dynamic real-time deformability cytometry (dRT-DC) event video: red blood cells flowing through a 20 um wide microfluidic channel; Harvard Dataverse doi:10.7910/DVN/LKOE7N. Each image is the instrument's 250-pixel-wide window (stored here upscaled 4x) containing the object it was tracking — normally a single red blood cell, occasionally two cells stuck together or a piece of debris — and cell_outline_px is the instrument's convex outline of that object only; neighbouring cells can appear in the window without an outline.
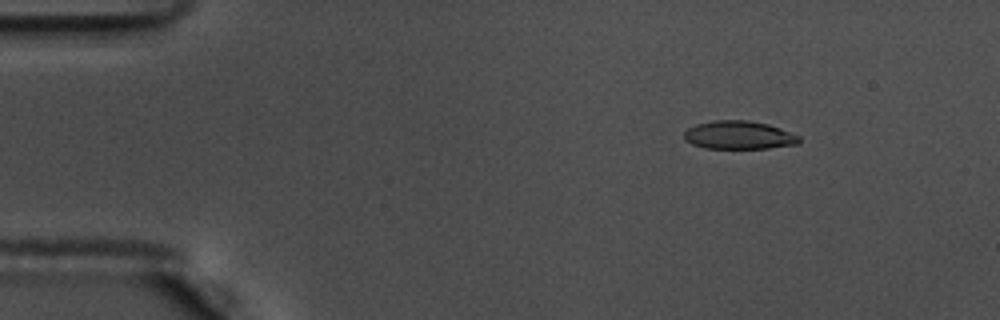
{"species": "common noctule bat (a hibernating species)", "species_latin": "Nyctalus noctula", "temperature_condition": "warm", "stored_images_in_passage": 50, "camera_frame_rate_fps": 3000, "um_per_image_px": 0.085, "animal": {"sex": "male", "body_mass_g": 17.5, "forearm_length_mm": 52.3}, "frame": {"image": 1, "passage_image": 2, "time_ms": 0.333, "image_size_px": [1000, 320], "cell_outline_px": [[800, 144], [768, 148], [704, 148], [692, 144], [684, 140], [684, 132], [688, 128], [696, 124], [716, 120], [748, 120], [768, 124], [780, 128], [800, 136]], "centroid_in_image_um": [62.81, 11.48], "position_along_channel_um": 22.2, "area_um2": 19.02}}
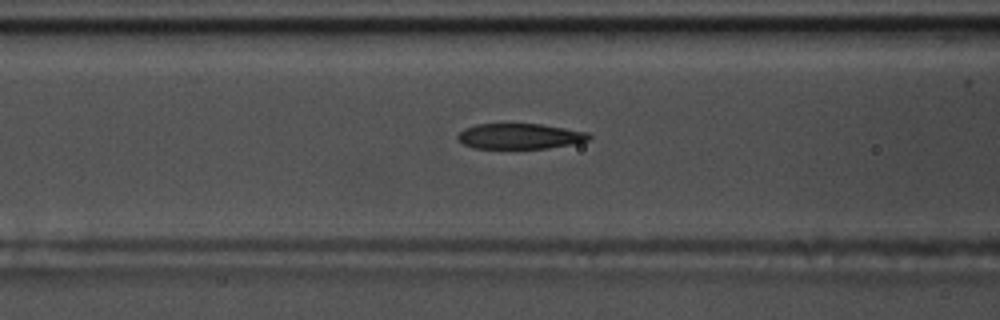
{"frame": {"image": 2, "passage_image": 17, "time_ms": 5.333, "image_size_px": [1000, 320], "cell_outline_px": [[592, 136], [588, 140], [572, 144], [548, 148], [472, 148], [464, 144], [456, 136], [464, 128], [476, 124], [540, 124], [588, 132]], "centroid_in_image_um": [44.18, 11.58], "position_along_channel_um": 122.4, "area_um2": 19.36}}
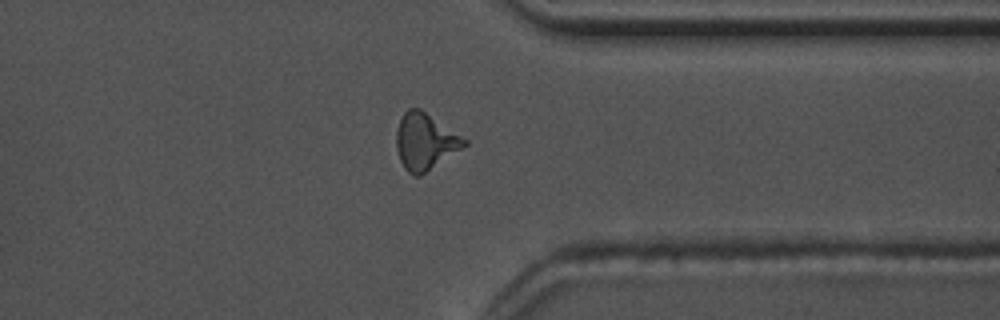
{"frame": {"image": 3, "passage_image": 38, "time_ms": 12.333, "image_size_px": [1000, 320], "cell_outline_px": [[468, 144], [420, 176], [412, 176], [404, 168], [400, 160], [396, 148], [396, 132], [400, 120], [404, 112], [408, 108], [420, 108], [468, 140]], "centroid_in_image_um": [36.12, 12.03], "position_along_channel_um": 375.3, "area_um2": 22.25}, "authors_computed_cell_mechanics": {"area_um2": 20.6635, "velocity_mm_per_s": 3.6716, "shape_relaxation_time_tau1_ms": 4.6559, "shape_relaxation_time_tau2_ms": 2.3725, "deformation_change_tau1": 0.1933, "deformation_change_tau2": 0.1164}}